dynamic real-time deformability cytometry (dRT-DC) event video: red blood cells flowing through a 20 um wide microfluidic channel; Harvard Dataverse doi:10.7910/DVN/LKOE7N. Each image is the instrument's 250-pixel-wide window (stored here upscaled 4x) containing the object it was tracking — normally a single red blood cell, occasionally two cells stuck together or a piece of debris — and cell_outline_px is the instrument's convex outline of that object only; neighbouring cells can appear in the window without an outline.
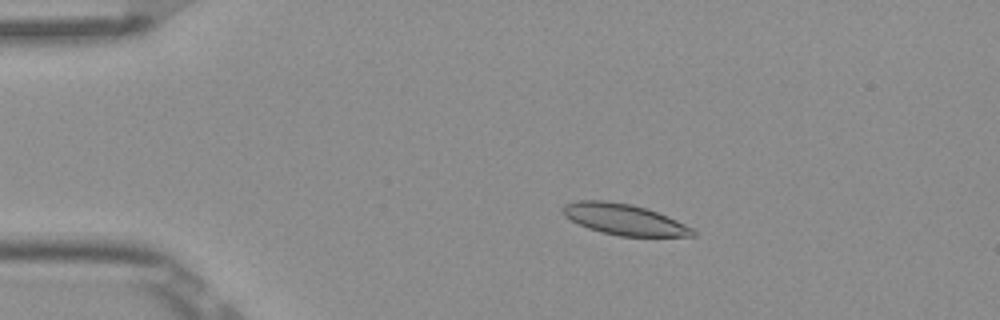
{"species": "Egyptian fruit bat (a non-hibernating species)", "species_latin": "Rousettus aegyptiacus", "temperature_condition": "room temperature", "stored_images_in_passage": 53, "camera_frame_rate_fps": 3000, "um_per_image_px": 0.085, "frame": {"image": 1, "passage_image": 11, "time_ms": 3.333, "image_size_px": [1000, 320], "cell_outline_px": [[696, 236], [620, 236], [600, 232], [588, 228], [564, 216], [560, 208], [564, 204], [576, 200], [608, 200], [632, 204], [668, 216], [692, 228], [696, 232]], "centroid_in_image_um": [53.01, 18.64], "position_along_channel_um": 32.0, "area_um2": 23.47}}
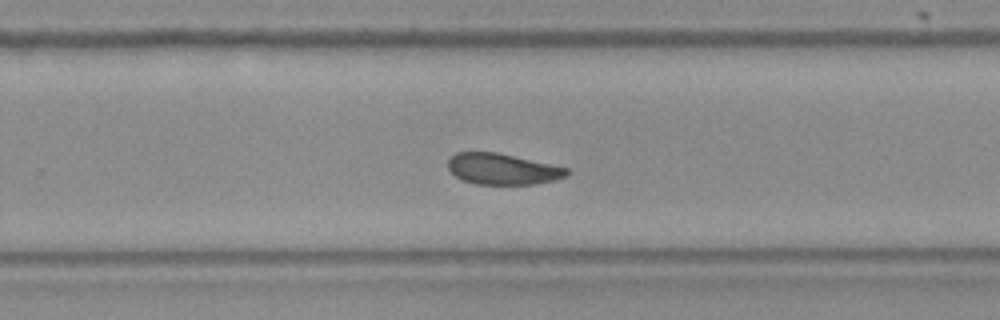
{"frame": {"image": 2, "passage_image": 35, "time_ms": 11.333, "image_size_px": [1000, 320], "cell_outline_px": [[572, 172], [568, 176], [536, 184], [476, 184], [464, 180], [456, 176], [448, 168], [448, 156], [456, 152], [496, 152], [568, 168]], "centroid_in_image_um": [42.71, 14.36], "position_along_channel_um": 287.1, "area_um2": 21.44}}
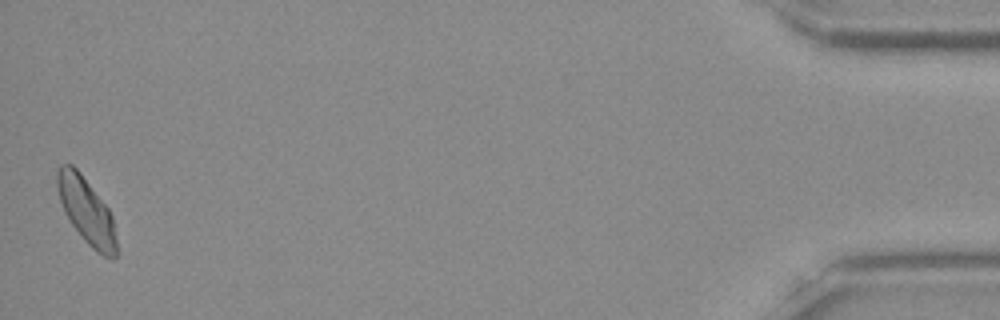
{"frame": {"image": 3, "passage_image": 53, "time_ms": 17.333, "image_size_px": [1000, 320], "cell_outline_px": [[116, 256], [112, 260], [96, 252], [84, 240], [68, 220], [64, 212], [56, 188], [56, 172], [60, 164], [72, 164], [80, 172], [108, 208], [112, 216], [116, 240]], "centroid_in_image_um": [7.32, 17.91], "position_along_channel_um": 427.9, "area_um2": 22.83}, "authors_computed_cell_mechanics": {"area_um2": 23.0622, "velocity_mm_per_s": 3.8484, "shape_relaxation_time_tau1_ms": 5.3023, "shape_relaxation_time_tau2_ms": 2.5139, "deformation_change_tau1": 0.1077, "deformation_change_tau2": 0.0804}}